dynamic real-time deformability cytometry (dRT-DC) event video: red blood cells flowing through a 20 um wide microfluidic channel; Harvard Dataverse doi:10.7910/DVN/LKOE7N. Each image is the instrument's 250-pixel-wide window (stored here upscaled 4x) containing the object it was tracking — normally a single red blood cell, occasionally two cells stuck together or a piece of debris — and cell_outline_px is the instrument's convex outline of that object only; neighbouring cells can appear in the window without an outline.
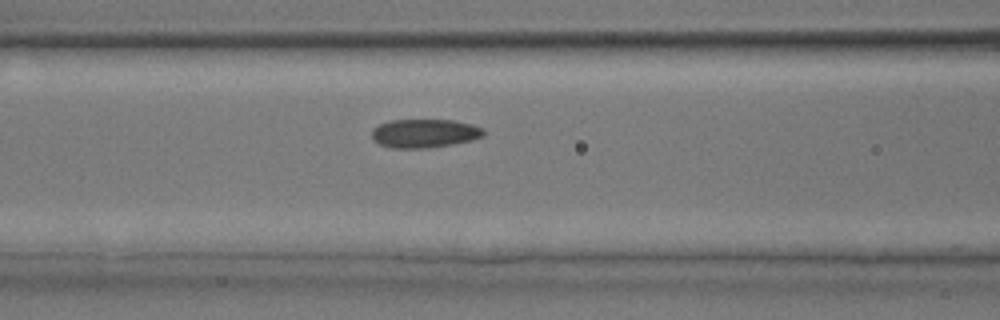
{"species": "common noctule bat (a hibernating species)", "species_latin": "Nyctalus noctula", "temperature_condition": "room temperature", "stored_images_in_passage": 4, "camera_frame_rate_fps": 3000, "um_per_image_px": 0.085, "animal": {"sex": "male", "body_mass_g": 17.9, "forearm_length_mm": 54.2}, "frame": {"image": 1, "passage_image": 4, "time_ms": 4.333, "image_size_px": [1000, 320], "cell_outline_px": [[484, 136], [472, 140], [452, 144], [428, 148], [392, 148], [380, 144], [372, 140], [372, 128], [388, 120], [456, 120], [472, 124], [484, 128]], "centroid_in_image_um": [36.08, 11.33], "position_along_channel_um": 130.5, "area_um2": 18.84}}